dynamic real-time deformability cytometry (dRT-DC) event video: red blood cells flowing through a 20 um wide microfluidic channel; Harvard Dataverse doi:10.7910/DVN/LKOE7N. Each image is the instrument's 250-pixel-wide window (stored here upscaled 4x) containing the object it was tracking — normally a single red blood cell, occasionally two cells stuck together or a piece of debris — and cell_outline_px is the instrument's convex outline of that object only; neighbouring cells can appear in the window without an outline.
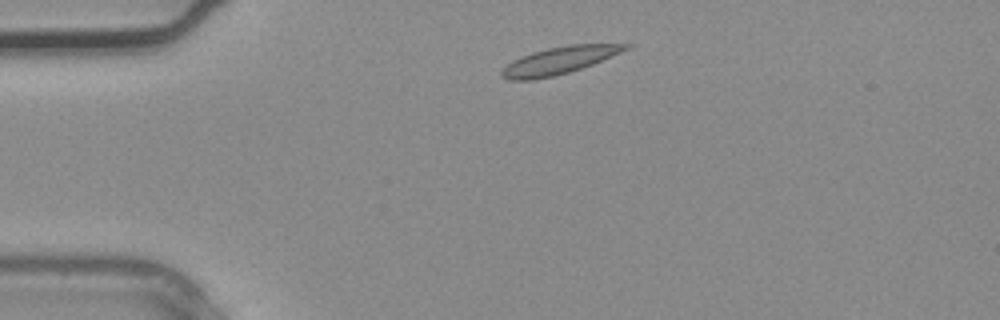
{"species": "common noctule bat (a hibernating species)", "species_latin": "Nyctalus noctula", "temperature_condition": "warm", "stored_images_in_passage": 2, "camera_frame_rate_fps": 3000, "um_per_image_px": 0.085, "animal": {"sex": "male", "body_mass_g": 20.4}, "frame": {"image": 1, "passage_image": 1, "time_ms": 0.0, "image_size_px": [1000, 320], "cell_outline_px": [[632, 44], [628, 48], [620, 52], [592, 64], [568, 72], [552, 76], [532, 80], [508, 80], [500, 76], [500, 72], [508, 64], [532, 52], [548, 48], [572, 44]], "centroid_in_image_um": [47.5, 5.15], "position_along_channel_um": 37.5, "area_um2": 19.13}}